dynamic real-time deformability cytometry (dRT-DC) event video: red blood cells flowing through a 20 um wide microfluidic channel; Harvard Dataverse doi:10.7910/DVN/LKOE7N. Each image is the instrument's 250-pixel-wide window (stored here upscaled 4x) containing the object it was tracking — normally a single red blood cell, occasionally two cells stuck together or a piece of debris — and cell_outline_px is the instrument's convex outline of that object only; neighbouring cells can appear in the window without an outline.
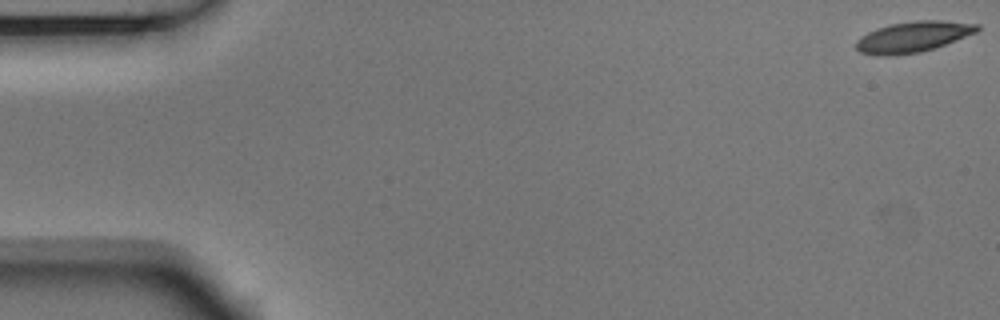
{"species": "Egyptian fruit bat (a non-hibernating species)", "species_latin": "Rousettus aegyptiacus", "temperature_condition": "room temperature", "stored_images_in_passage": 54, "camera_frame_rate_fps": 3000, "um_per_image_px": 0.085, "animal": {"sex": "male"}, "frame": {"image": 1, "passage_image": 1, "time_ms": 0.0, "image_size_px": [1000, 320], "cell_outline_px": [[980, 28], [976, 32], [936, 48], [920, 52], [888, 56], [880, 56], [860, 52], [856, 48], [856, 40], [868, 32], [876, 28], [888, 24], [916, 20], [944, 20], [980, 24]], "centroid_in_image_um": [77.61, 3.12], "position_along_channel_um": 7.4, "area_um2": 21.85}}
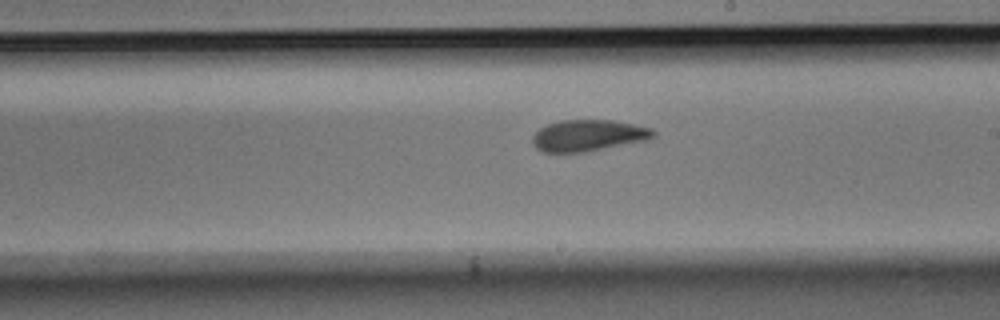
{"frame": {"image": 2, "passage_image": 31, "time_ms": 10.0, "image_size_px": [1000, 320], "cell_outline_px": [[656, 136], [644, 140], [584, 152], [540, 152], [532, 144], [532, 136], [540, 128], [548, 124], [560, 120], [612, 120], [652, 128], [656, 132]], "centroid_in_image_um": [49.96, 11.51], "position_along_channel_um": 239.0, "area_um2": 21.96}}
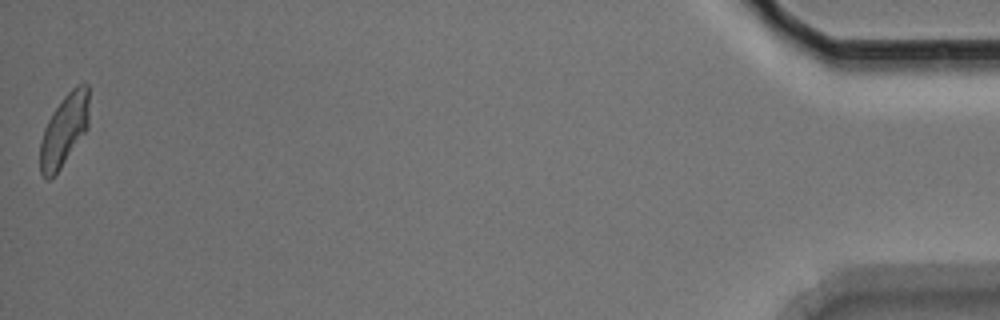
{"frame": {"image": 3, "passage_image": 54, "time_ms": 17.667, "image_size_px": [1000, 320], "cell_outline_px": [[88, 128], [60, 168], [48, 180], [40, 172], [40, 140], [44, 128], [52, 112], [64, 96], [76, 84], [88, 84]], "centroid_in_image_um": [5.44, 11.03], "position_along_channel_um": 429.8, "area_um2": 20.29}, "authors_computed_cell_mechanics": {"area_um2": 21.9062, "velocity_mm_per_s": 3.7338, "shape_relaxation_time_tau1_ms": 4.8571, "shape_relaxation_time_tau2_ms": 2.3384, "deformation_change_tau1": 0.1558, "deformation_change_tau2": 0.0955}}